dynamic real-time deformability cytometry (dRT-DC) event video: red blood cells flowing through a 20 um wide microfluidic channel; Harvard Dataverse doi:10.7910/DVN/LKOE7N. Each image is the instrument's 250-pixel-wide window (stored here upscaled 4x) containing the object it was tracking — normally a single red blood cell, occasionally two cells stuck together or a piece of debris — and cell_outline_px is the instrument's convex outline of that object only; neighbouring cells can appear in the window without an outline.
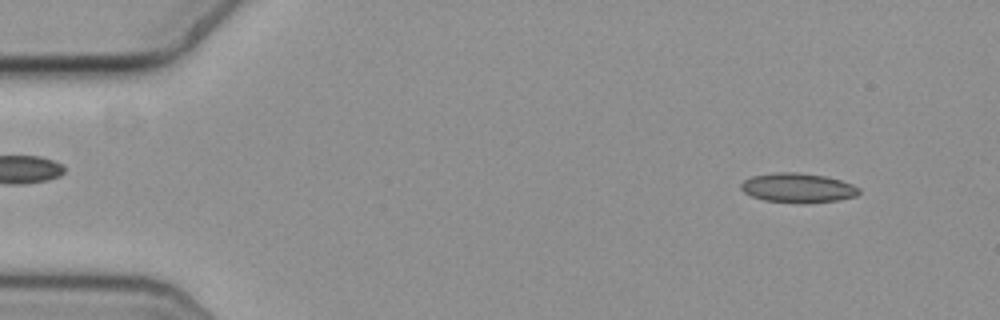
{"species": "common noctule bat (a hibernating species)", "species_latin": "Nyctalus noctula", "temperature_condition": "cold", "stored_images_in_passage": 56, "camera_frame_rate_fps": 3000, "um_per_image_px": 0.085, "animal": {"sex": "female", "body_mass_g": 19.3, "forearm_length_mm": 54.1}, "frame": {"image": 1, "passage_image": 5, "time_ms": 1.333, "image_size_px": [1000, 320], "cell_outline_px": [[860, 192], [856, 196], [836, 200], [764, 200], [752, 196], [744, 192], [740, 188], [740, 184], [744, 180], [752, 176], [776, 172], [796, 172], [824, 176], [840, 180], [852, 184], [860, 188]], "centroid_in_image_um": [67.79, 15.91], "position_along_channel_um": 17.2, "area_um2": 19.25}}
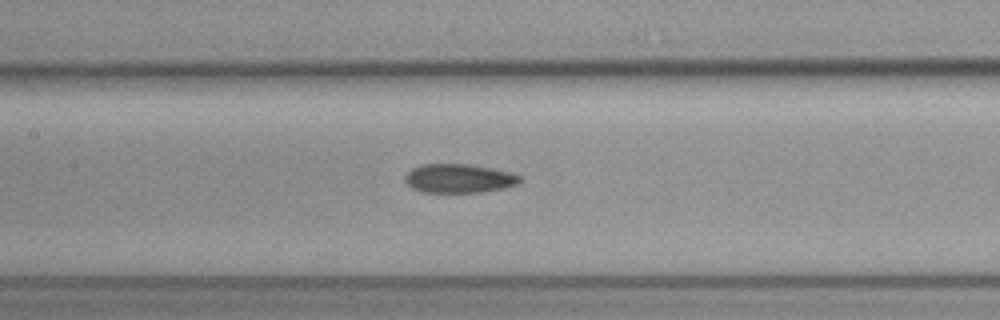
{"frame": {"image": 2, "passage_image": 26, "time_ms": 8.333, "image_size_px": [1000, 320], "cell_outline_px": [[524, 180], [516, 184], [504, 188], [480, 192], [424, 192], [412, 188], [404, 180], [404, 176], [412, 168], [420, 164], [468, 164], [512, 172], [520, 176]], "centroid_in_image_um": [39.01, 15.16], "position_along_channel_um": 168.4, "area_um2": 19.36}}
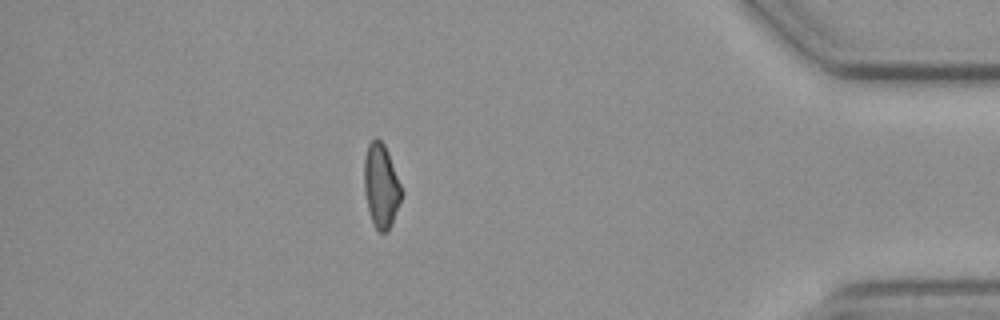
{"frame": {"image": 3, "passage_image": 49, "time_ms": 16.0, "image_size_px": [1000, 320], "cell_outline_px": [[404, 192], [392, 224], [388, 232], [380, 232], [376, 228], [372, 220], [368, 208], [364, 192], [364, 156], [368, 144], [376, 136], [384, 144]], "centroid_in_image_um": [32.4, 15.79], "position_along_channel_um": 402.8, "area_um2": 18.32}, "authors_computed_cell_mechanics": {"area_um2": 19.4208, "velocity_mm_per_s": 3.6579, "shape_relaxation_time_tau1_ms": 9.0527, "shape_relaxation_time_tau2_ms": null, "deformation_change_tau1": 0.1239, "deformation_change_tau2": null}}